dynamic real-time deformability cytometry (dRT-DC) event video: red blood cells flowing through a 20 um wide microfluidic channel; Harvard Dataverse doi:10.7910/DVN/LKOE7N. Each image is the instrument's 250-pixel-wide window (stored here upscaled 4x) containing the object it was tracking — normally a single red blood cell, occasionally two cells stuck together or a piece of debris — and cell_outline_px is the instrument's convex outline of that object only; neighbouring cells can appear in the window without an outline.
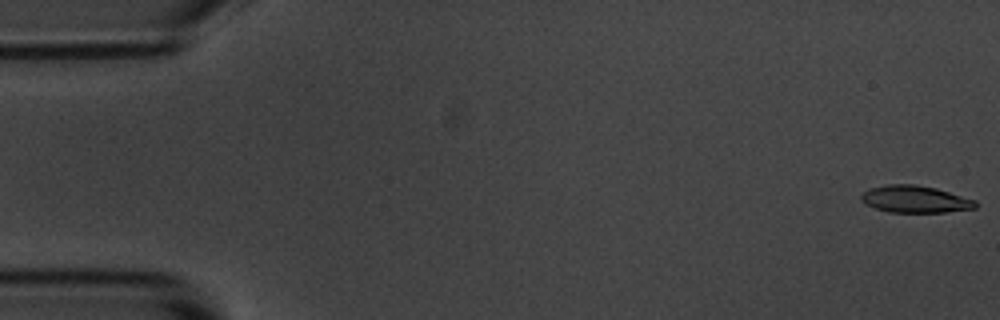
{"species": "common noctule bat (a hibernating species)", "species_latin": "Nyctalus noctula", "temperature_condition": "room temperature", "stored_images_in_passage": 7, "camera_frame_rate_fps": 3000, "um_per_image_px": 0.085, "animal": {"sex": "male", "body_mass_g": 20.1, "forearm_length_mm": 53.5}, "frame": {"image": 1, "passage_image": 1, "time_ms": 0.0, "image_size_px": [1000, 320], "cell_outline_px": [[976, 208], [944, 212], [888, 212], [876, 208], [860, 200], [860, 196], [868, 188], [888, 184], [912, 184], [936, 188], [976, 200]], "centroid_in_image_um": [77.77, 16.92], "position_along_channel_um": 7.2, "area_um2": 17.92}}
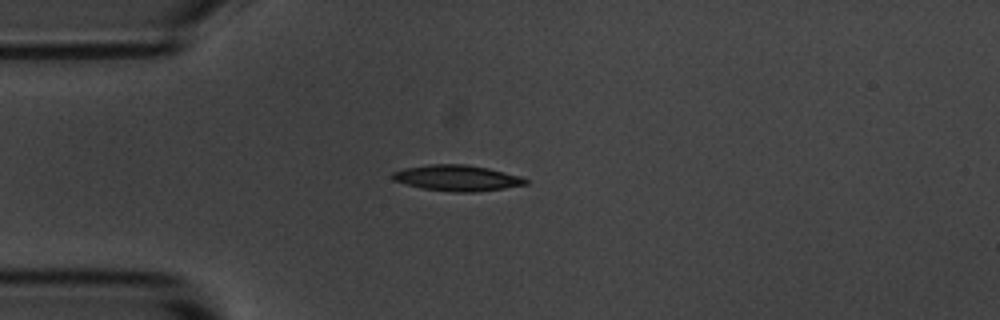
{"frame": {"image": 2, "passage_image": 4, "time_ms": 4.333, "image_size_px": [1000, 320], "cell_outline_px": [[528, 184], [504, 188], [472, 192], [452, 192], [420, 188], [392, 180], [392, 172], [404, 168], [428, 164], [464, 164], [488, 168], [520, 176], [528, 180]], "centroid_in_image_um": [38.82, 15.13], "position_along_channel_um": 46.2, "area_um2": 20.06}}
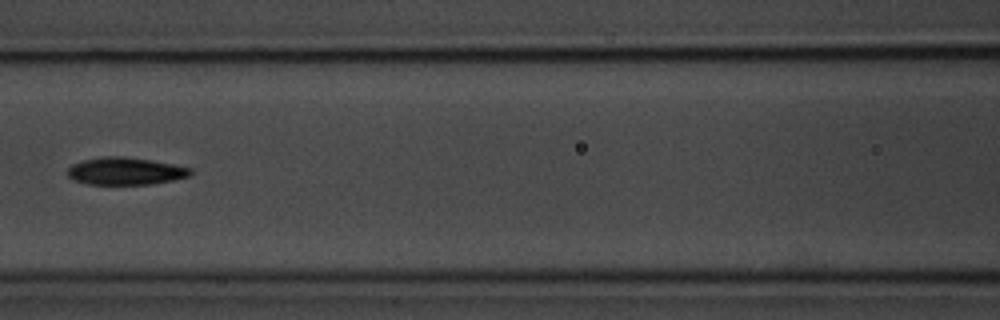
{"frame": {"image": 3, "passage_image": 7, "time_ms": 7.667, "image_size_px": [1000, 320], "cell_outline_px": [[192, 172], [188, 176], [172, 180], [152, 184], [88, 184], [72, 180], [68, 176], [68, 168], [72, 164], [84, 160], [104, 156], [124, 156], [176, 164], [192, 168]], "centroid_in_image_um": [10.66, 14.54], "position_along_channel_um": 155.9, "area_um2": 19.65}}